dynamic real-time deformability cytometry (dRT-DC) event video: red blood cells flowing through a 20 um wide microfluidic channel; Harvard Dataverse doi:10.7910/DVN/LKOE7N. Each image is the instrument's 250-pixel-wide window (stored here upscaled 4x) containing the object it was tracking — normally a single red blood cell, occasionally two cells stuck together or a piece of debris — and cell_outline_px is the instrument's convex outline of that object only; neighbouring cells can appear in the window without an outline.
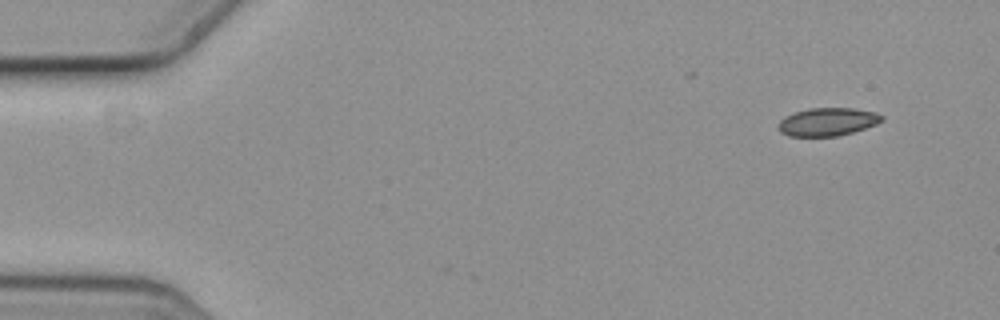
{"species": "common noctule bat (a hibernating species)", "species_latin": "Nyctalus noctula", "temperature_condition": "cold", "stored_images_in_passage": 6, "camera_frame_rate_fps": 3000, "um_per_image_px": 0.085, "animal": {"sex": "female", "body_mass_g": 19.3, "forearm_length_mm": 54.1}, "frame": {"image": 1, "passage_image": 1, "time_ms": 0.0, "image_size_px": [1000, 320], "cell_outline_px": [[884, 120], [876, 124], [852, 132], [836, 136], [788, 136], [780, 132], [776, 128], [776, 124], [784, 116], [808, 108], [856, 108], [876, 112], [884, 116]], "centroid_in_image_um": [70.31, 10.35], "position_along_channel_um": 14.7, "area_um2": 17.11}}
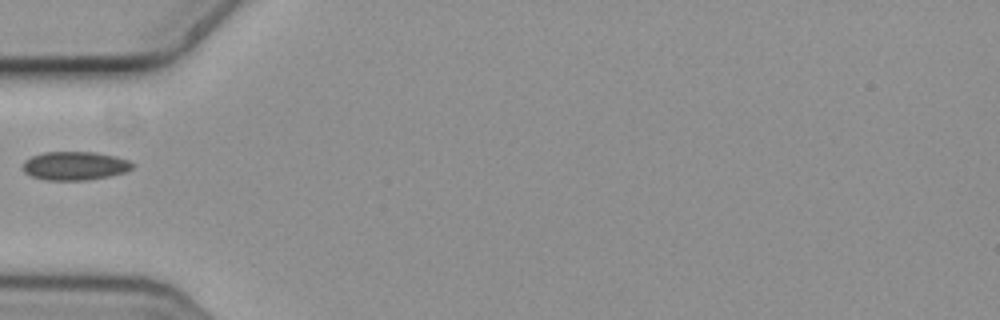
{"frame": {"image": 2, "passage_image": 5, "time_ms": 1.333, "image_size_px": [1000, 320], "cell_outline_px": [[136, 164], [132, 168], [124, 172], [108, 176], [84, 180], [44, 180], [32, 176], [24, 172], [20, 168], [24, 160], [32, 156], [44, 152], [96, 152], [116, 156], [128, 160]], "centroid_in_image_um": [6.33, 14.09], "position_along_channel_um": 78.7, "area_um2": 18.38}}
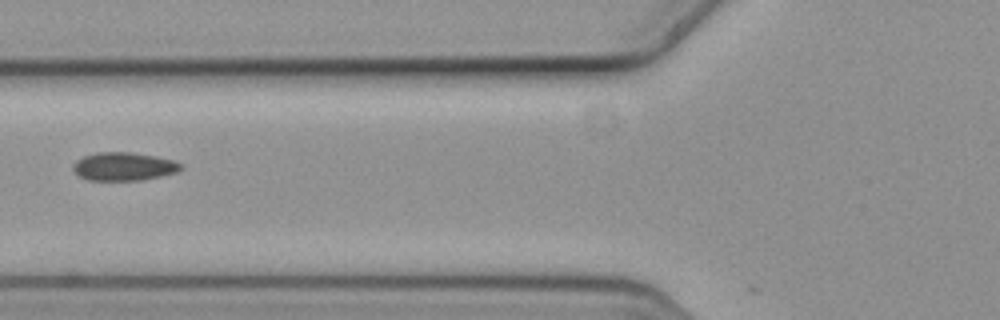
{"frame": {"image": 3, "passage_image": 6, "time_ms": 1.667, "image_size_px": [1000, 320], "cell_outline_px": [[184, 168], [176, 172], [160, 176], [140, 180], [88, 180], [80, 176], [72, 168], [72, 164], [76, 160], [84, 156], [96, 152], [128, 152], [156, 156], [172, 160], [184, 164]], "centroid_in_image_um": [10.53, 14.14], "position_along_channel_um": 115.3, "area_um2": 17.74}}